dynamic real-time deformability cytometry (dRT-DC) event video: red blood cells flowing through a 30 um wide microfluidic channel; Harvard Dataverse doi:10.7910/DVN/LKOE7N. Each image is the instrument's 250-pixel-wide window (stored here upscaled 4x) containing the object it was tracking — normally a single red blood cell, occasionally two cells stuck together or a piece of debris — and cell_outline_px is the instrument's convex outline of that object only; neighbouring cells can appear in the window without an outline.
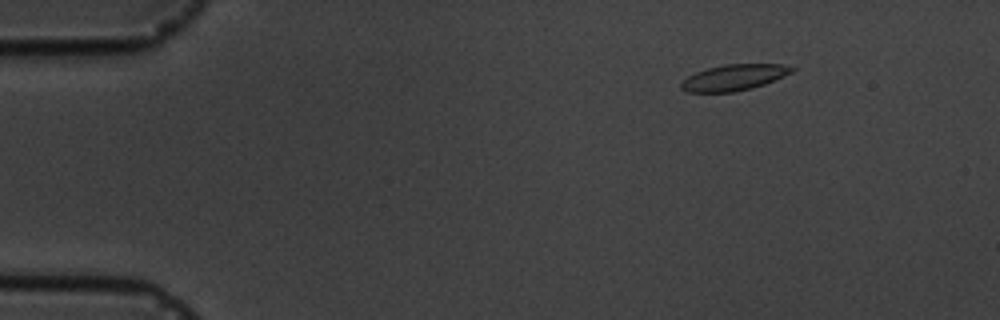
{"species": "common noctule bat (a hibernating species)", "species_latin": "Nyctalus noctula", "temperature_condition": "cold", "stored_images_in_passage": 4, "camera_frame_rate_fps": 3000, "um_per_image_px": 0.085, "animal": {"sex": "male", "body_mass_g": 19.5, "forearm_length_mm": 54.6}, "frame": {"image": 1, "passage_image": 1, "time_ms": 0.0, "image_size_px": [1000, 320], "cell_outline_px": [[796, 68], [792, 72], [784, 76], [764, 84], [752, 88], [736, 92], [688, 92], [680, 88], [680, 84], [688, 76], [696, 72], [708, 68], [724, 64], [784, 64]], "centroid_in_image_um": [62.39, 6.58], "position_along_channel_um": 22.6, "area_um2": 16.76}}